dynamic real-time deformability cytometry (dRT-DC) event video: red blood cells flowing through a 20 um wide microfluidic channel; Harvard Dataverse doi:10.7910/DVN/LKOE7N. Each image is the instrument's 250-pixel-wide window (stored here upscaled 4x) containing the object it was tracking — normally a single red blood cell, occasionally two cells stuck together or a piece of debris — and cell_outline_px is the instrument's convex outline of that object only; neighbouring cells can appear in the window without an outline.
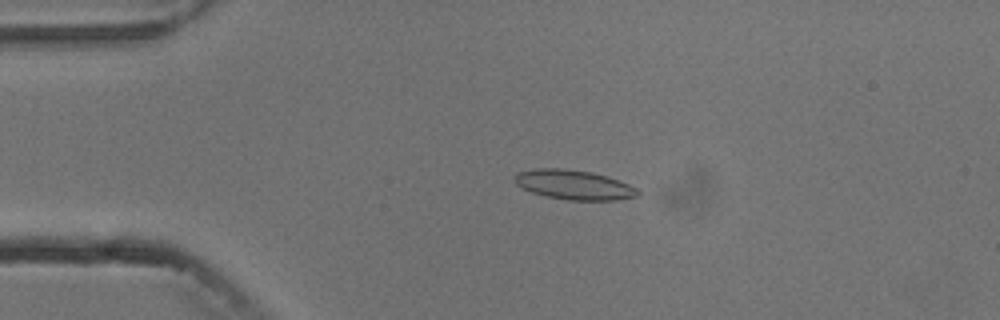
{"species": "common noctule bat (a hibernating species)", "species_latin": "Nyctalus noctula", "temperature_condition": "cold", "stored_images_in_passage": 6, "camera_frame_rate_fps": 3000, "um_per_image_px": 0.085, "animal": {"sex": "male", "body_mass_g": 13.3}, "frame": {"image": 1, "passage_image": 4, "time_ms": 3.667, "image_size_px": [1000, 320], "cell_outline_px": [[640, 196], [616, 200], [568, 200], [544, 196], [532, 192], [516, 184], [512, 180], [512, 176], [516, 172], [536, 168], [564, 168], [592, 172], [628, 184], [636, 188], [640, 192]], "centroid_in_image_um": [48.73, 15.7], "position_along_channel_um": 36.3, "area_um2": 21.33}}
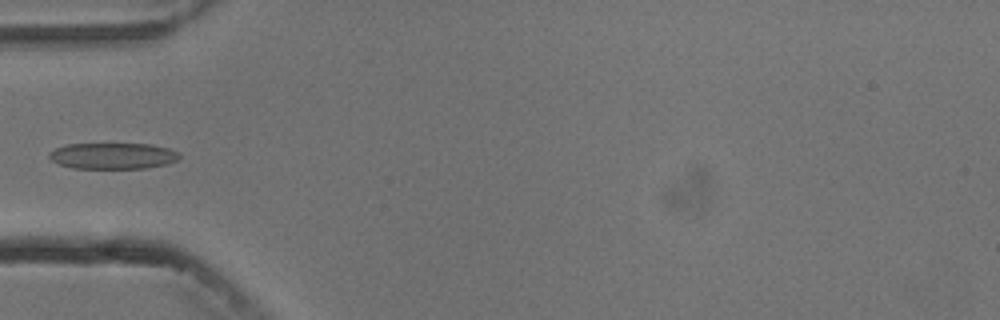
{"frame": {"image": 2, "passage_image": 6, "time_ms": 5.667, "image_size_px": [1000, 320], "cell_outline_px": [[180, 156], [176, 160], [168, 164], [144, 168], [72, 168], [60, 164], [52, 160], [48, 156], [48, 152], [56, 148], [68, 144], [152, 144], [168, 148], [180, 152]], "centroid_in_image_um": [9.61, 13.24], "position_along_channel_um": 75.4, "area_um2": 19.83}}